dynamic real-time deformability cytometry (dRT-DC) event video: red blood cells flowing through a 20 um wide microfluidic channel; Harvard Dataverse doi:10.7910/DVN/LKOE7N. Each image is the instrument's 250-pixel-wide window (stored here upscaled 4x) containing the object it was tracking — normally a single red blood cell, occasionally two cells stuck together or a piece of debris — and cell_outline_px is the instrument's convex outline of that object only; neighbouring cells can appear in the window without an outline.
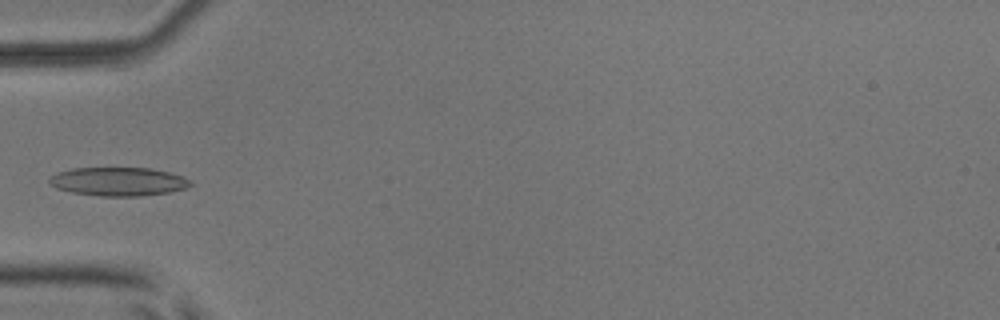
{"species": "common noctule bat (a hibernating species)", "species_latin": "Nyctalus noctula", "temperature_condition": "room temperature", "stored_images_in_passage": 2, "camera_frame_rate_fps": 3000, "um_per_image_px": 0.085, "animal": {"sex": "male", "body_mass_g": 17.9, "forearm_length_mm": 54.2}, "frame": {"image": 1, "passage_image": 2, "time_ms": 1.0, "image_size_px": [1000, 320], "cell_outline_px": [[192, 184], [184, 188], [168, 192], [140, 196], [100, 196], [72, 192], [56, 188], [48, 184], [48, 180], [56, 172], [72, 168], [152, 168], [184, 176]], "centroid_in_image_um": [10.01, 15.43], "position_along_channel_um": 75.0, "area_um2": 23.47}}